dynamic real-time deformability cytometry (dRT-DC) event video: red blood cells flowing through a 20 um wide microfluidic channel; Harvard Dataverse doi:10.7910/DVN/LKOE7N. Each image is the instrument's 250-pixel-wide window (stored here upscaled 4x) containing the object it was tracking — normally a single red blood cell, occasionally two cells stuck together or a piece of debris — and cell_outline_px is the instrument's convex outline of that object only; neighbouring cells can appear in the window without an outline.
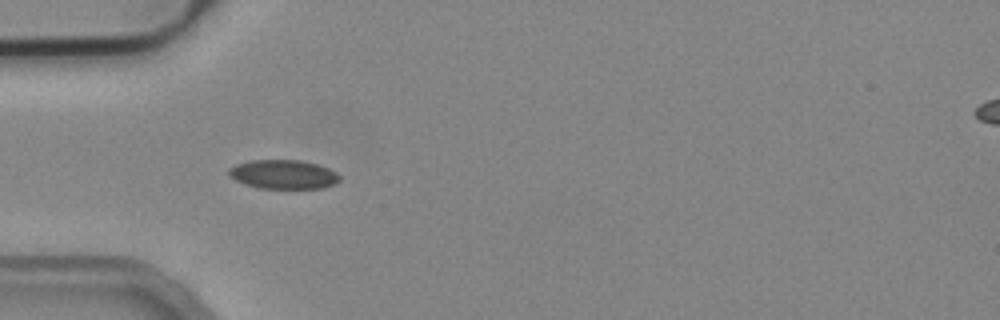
{"species": "common noctule bat (a hibernating species)", "species_latin": "Nyctalus noctula", "temperature_condition": "cold", "stored_images_in_passage": 37, "camera_frame_rate_fps": 3000, "um_per_image_px": 0.085, "animal": {"sex": "male", "body_mass_g": 19.2, "forearm_length_mm": 51.8}, "frame": {"image": 1, "passage_image": 1, "time_ms": 0.0, "image_size_px": [1000, 320], "cell_outline_px": [[340, 180], [336, 184], [324, 188], [260, 188], [244, 184], [228, 176], [228, 168], [236, 164], [252, 160], [300, 160], [316, 164], [328, 168], [336, 172], [340, 176]], "centroid_in_image_um": [24.09, 14.82], "position_along_channel_um": 60.9, "area_um2": 18.84}}
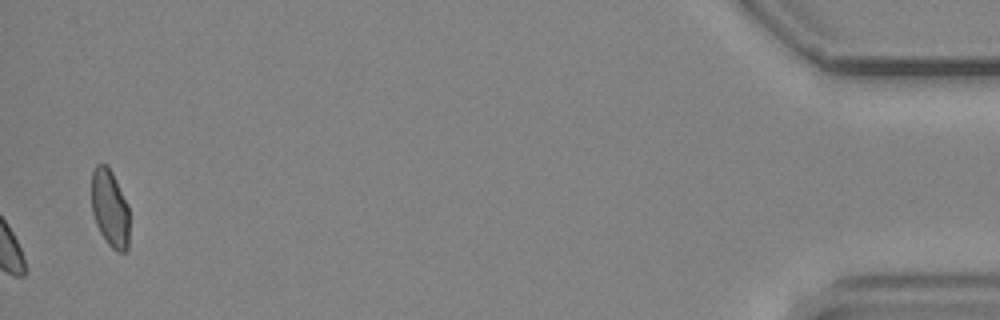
{"frame": {"image": 2, "passage_image": 37, "time_ms": 12.0, "image_size_px": [1000, 320], "cell_outline_px": [[128, 248], [124, 252], [116, 252], [108, 244], [100, 232], [96, 224], [92, 212], [92, 172], [96, 164], [108, 164], [116, 180], [128, 208]], "centroid_in_image_um": [9.33, 17.71], "position_along_channel_um": 425.9, "area_um2": 16.94}}